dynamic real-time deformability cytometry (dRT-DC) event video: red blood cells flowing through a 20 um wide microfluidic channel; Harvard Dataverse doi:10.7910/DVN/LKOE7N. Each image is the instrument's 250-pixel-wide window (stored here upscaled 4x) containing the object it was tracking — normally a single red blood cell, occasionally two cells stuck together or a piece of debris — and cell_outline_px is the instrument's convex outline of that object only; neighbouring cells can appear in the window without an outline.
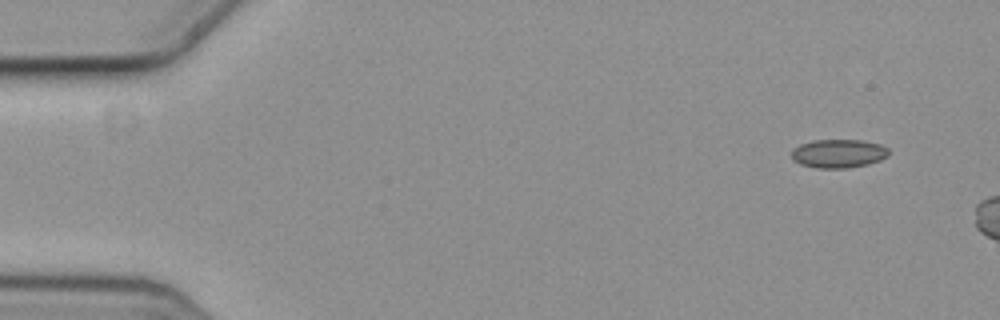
{"species": "common noctule bat (a hibernating species)", "species_latin": "Nyctalus noctula", "temperature_condition": "cold", "stored_images_in_passage": 3, "camera_frame_rate_fps": 3000, "um_per_image_px": 0.085, "animal": {"sex": "female", "body_mass_g": 19.3, "forearm_length_mm": 54.1}, "frame": {"image": 1, "passage_image": 1, "time_ms": 0.0, "image_size_px": [1000, 320], "cell_outline_px": [[888, 156], [880, 160], [868, 164], [848, 168], [816, 168], [800, 164], [792, 160], [792, 148], [800, 144], [812, 140], [860, 140], [880, 144], [888, 148]], "centroid_in_image_um": [71.24, 13.05], "position_along_channel_um": 13.8, "area_um2": 16.3}}